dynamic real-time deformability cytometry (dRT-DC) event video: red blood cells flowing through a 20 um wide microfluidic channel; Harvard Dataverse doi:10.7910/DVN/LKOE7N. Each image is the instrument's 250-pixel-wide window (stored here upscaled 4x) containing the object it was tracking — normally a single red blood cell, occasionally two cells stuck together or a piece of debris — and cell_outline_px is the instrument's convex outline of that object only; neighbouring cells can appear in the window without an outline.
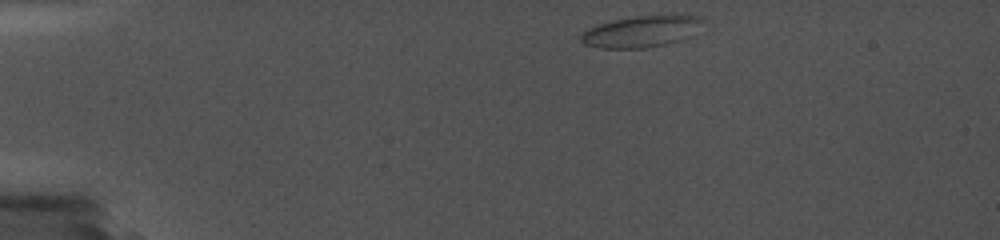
{"species": "common noctule bat (a hibernating species)", "species_latin": "Nyctalus noctula", "temperature_condition": "cold", "stored_images_in_passage": 4, "camera_frame_rate_fps": 5000, "um_per_image_px": 0.085, "animal": {"sex": "female", "body_mass_g": 19.0, "forearm_length_mm": 56.7}, "frame": {"image": 1, "passage_image": 1, "time_ms": 0.0, "image_size_px": [1000, 240], "cell_outline_px": [[704, 16], [700, 20], [676, 40], [664, 44], [644, 48], [600, 48], [584, 44], [580, 40], [580, 36], [588, 28], [612, 20], [636, 16], [676, 12], [684, 12]], "centroid_in_image_um": [54.41, 2.62], "position_along_channel_um": 30.6, "area_um2": 21.91}}
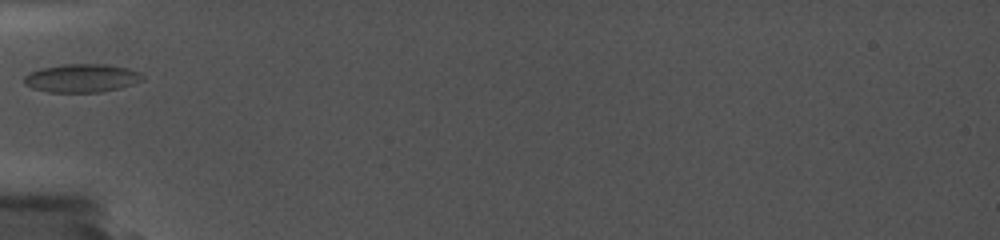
{"frame": {"image": 2, "passage_image": 4, "time_ms": 3.6, "image_size_px": [1000, 240], "cell_outline_px": [[144, 76], [140, 80], [132, 84], [120, 88], [100, 92], [48, 92], [32, 88], [24, 84], [24, 76], [40, 68], [64, 64], [108, 64], [128, 68], [144, 72]], "centroid_in_image_um": [6.97, 6.63], "position_along_channel_um": 78.0, "area_um2": 19.65}}